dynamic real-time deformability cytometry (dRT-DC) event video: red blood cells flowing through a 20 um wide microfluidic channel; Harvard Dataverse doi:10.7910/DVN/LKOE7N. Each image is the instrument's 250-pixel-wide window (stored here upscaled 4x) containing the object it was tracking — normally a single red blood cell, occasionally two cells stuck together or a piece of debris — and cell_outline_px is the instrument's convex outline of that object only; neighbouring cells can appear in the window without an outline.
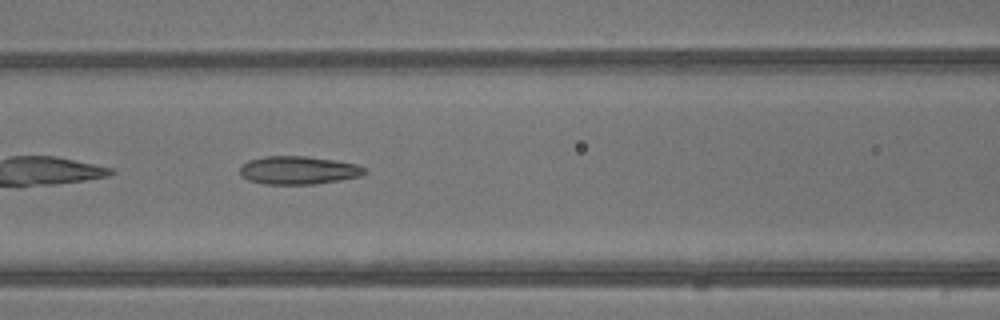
{"species": "common noctule bat (a hibernating species)", "species_latin": "Nyctalus noctula", "temperature_condition": "warm", "stored_images_in_passage": 28, "camera_frame_rate_fps": 3000, "um_per_image_px": 0.085, "animal": {"sex": "male", "body_mass_g": 13.3}, "frame": {"image": 1, "passage_image": 5, "time_ms": 1.333, "image_size_px": [1000, 320], "cell_outline_px": [[368, 172], [360, 176], [340, 180], [312, 184], [264, 184], [248, 180], [240, 172], [240, 168], [248, 160], [264, 156], [308, 156], [336, 160], [356, 164], [368, 168]], "centroid_in_image_um": [25.41, 14.46], "position_along_channel_um": 141.2, "area_um2": 20.52}}
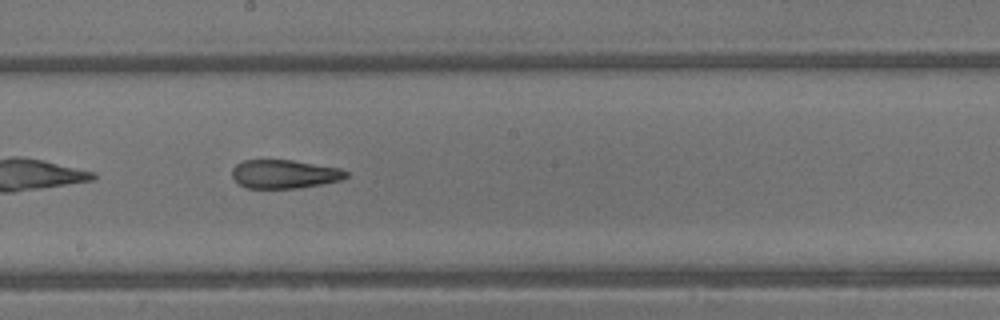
{"frame": {"image": 2, "passage_image": 10, "time_ms": 3.0, "image_size_px": [1000, 320], "cell_outline_px": [[348, 176], [340, 180], [320, 184], [296, 188], [248, 188], [240, 184], [232, 176], [232, 168], [236, 164], [244, 160], [292, 160], [340, 168], [348, 172]], "centroid_in_image_um": [24.17, 14.79], "position_along_channel_um": 224.0, "area_um2": 18.84}}
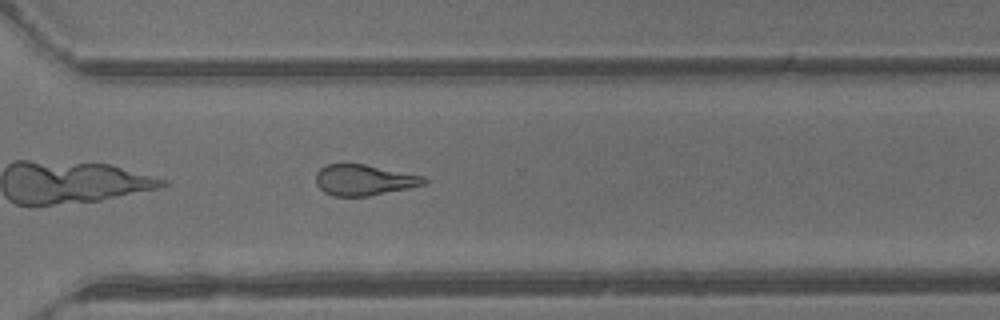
{"frame": {"image": 3, "passage_image": 17, "time_ms": 5.333, "image_size_px": [1000, 320], "cell_outline_px": [[428, 180], [424, 184], [408, 188], [368, 196], [332, 196], [324, 192], [316, 184], [316, 172], [320, 168], [328, 164], [364, 164], [424, 176]], "centroid_in_image_um": [30.92, 15.3], "position_along_channel_um": 339.7, "area_um2": 19.31}}